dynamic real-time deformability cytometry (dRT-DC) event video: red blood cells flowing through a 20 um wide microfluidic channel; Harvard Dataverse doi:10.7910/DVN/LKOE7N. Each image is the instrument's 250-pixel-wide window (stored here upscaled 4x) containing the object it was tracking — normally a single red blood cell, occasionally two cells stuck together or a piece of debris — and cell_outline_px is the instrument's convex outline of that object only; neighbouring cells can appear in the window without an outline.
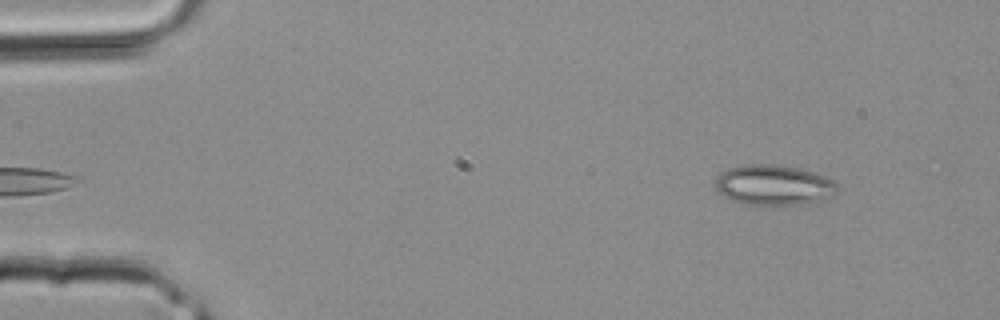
{"species": "common noctule bat (a hibernating species)", "species_latin": "Nyctalus noctula", "temperature_condition": "room temperature", "stored_images_in_passage": 2, "camera_frame_rate_fps": 3000, "um_per_image_px": 0.085, "animal": {"sex": "male", "body_mass_g": 20.4}, "frame": {"image": 1, "passage_image": 2, "time_ms": 0.333, "image_size_px": [1000, 320], "cell_outline_px": [[840, 188], [836, 192], [828, 196], [800, 204], [748, 204], [732, 200], [724, 196], [716, 188], [716, 180], [720, 172], [728, 168], [744, 164], [772, 164], [800, 168], [824, 176], [840, 184]], "centroid_in_image_um": [65.75, 15.7], "position_along_channel_um": 19.3, "area_um2": 28.21}}